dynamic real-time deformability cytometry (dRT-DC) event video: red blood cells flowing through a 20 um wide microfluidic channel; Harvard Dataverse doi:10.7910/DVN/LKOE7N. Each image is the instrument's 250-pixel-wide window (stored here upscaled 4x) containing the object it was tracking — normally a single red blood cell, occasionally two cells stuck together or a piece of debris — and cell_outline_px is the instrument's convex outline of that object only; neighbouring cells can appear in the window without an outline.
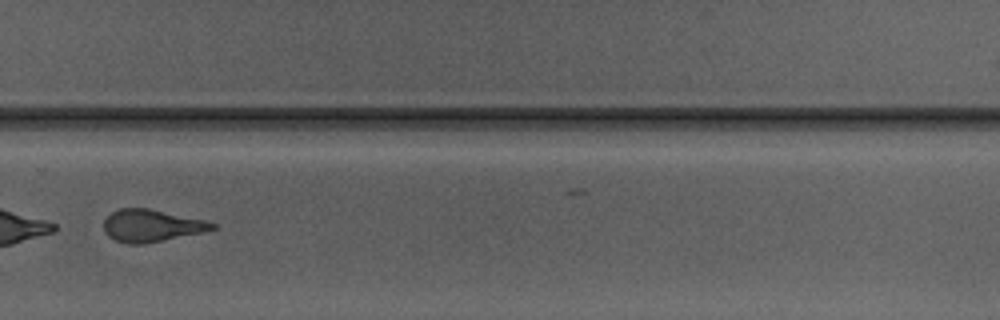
{"species": "Egyptian fruit bat (a non-hibernating species)", "species_latin": "Rousettus aegyptiacus", "temperature_condition": "warm", "stored_images_in_passage": 34, "camera_frame_rate_fps": 3000, "um_per_image_px": 0.085, "animal": {"sex": "male"}, "frame": {"image": 1, "passage_image": 20, "time_ms": 6.333, "image_size_px": [1000, 320], "cell_outline_px": [[216, 228], [200, 232], [144, 244], [128, 244], [116, 240], [108, 236], [104, 232], [104, 220], [112, 212], [120, 208], [148, 208], [204, 220], [216, 224]], "centroid_in_image_um": [12.82, 19.18], "position_along_channel_um": 317.0, "area_um2": 20.06}, "authors_computed_cell_mechanics": {"area_um2": 21.1548, "velocity_mm_per_s": 4.1885, "shape_relaxation_time_tau1_ms": 2.2032, "shape_relaxation_time_tau2_ms": 1.3303, "deformation_change_tau1": 0.3008, "deformation_change_tau2": 0.1079}}